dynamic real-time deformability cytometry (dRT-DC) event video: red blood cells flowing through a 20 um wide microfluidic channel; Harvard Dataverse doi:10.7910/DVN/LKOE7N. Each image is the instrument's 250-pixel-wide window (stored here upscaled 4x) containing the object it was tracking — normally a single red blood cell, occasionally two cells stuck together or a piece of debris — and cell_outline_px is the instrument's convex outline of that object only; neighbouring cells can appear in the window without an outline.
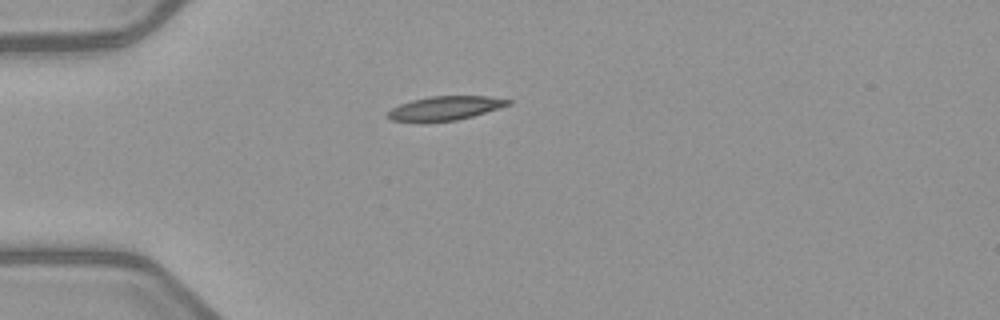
{"species": "common noctule bat (a hibernating species)", "species_latin": "Nyctalus noctula", "temperature_condition": "warm", "stored_images_in_passage": 2, "camera_frame_rate_fps": 3000, "um_per_image_px": 0.085, "animal": {"sex": "female", "body_mass_g": 21.9}, "frame": {"image": 1, "passage_image": 2, "time_ms": 1.333, "image_size_px": [1000, 320], "cell_outline_px": [[512, 104], [472, 116], [456, 120], [420, 124], [392, 120], [388, 116], [388, 112], [392, 108], [400, 104], [412, 100], [432, 96], [488, 96], [512, 100]], "centroid_in_image_um": [37.81, 9.22], "position_along_channel_um": 47.2, "area_um2": 17.11}}